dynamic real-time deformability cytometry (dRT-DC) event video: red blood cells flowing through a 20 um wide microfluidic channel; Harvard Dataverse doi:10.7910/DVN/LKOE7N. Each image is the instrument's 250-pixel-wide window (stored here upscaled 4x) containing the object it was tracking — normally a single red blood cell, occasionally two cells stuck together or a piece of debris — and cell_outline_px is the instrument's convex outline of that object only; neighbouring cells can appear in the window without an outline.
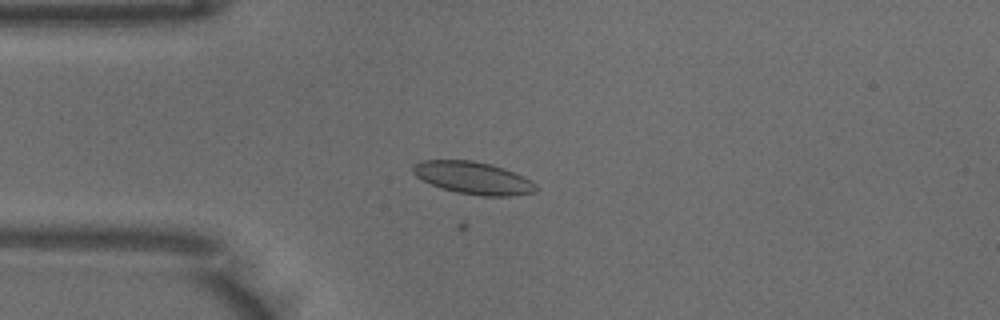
{"species": "common noctule bat (a hibernating species)", "species_latin": "Nyctalus noctula", "temperature_condition": "warm", "stored_images_in_passage": 32, "camera_frame_rate_fps": 3000, "um_per_image_px": 0.085, "animal": {"sex": "male", "body_mass_g": 18.8}, "frame": {"image": 1, "passage_image": 13, "time_ms": 4.0, "image_size_px": [1000, 320], "cell_outline_px": [[540, 188], [536, 192], [512, 196], [480, 196], [456, 192], [432, 184], [416, 176], [412, 172], [412, 164], [420, 160], [472, 160], [492, 164], [504, 168], [524, 176], [536, 184]], "centroid_in_image_um": [40.25, 15.12], "position_along_channel_um": 44.7, "area_um2": 23.41}}
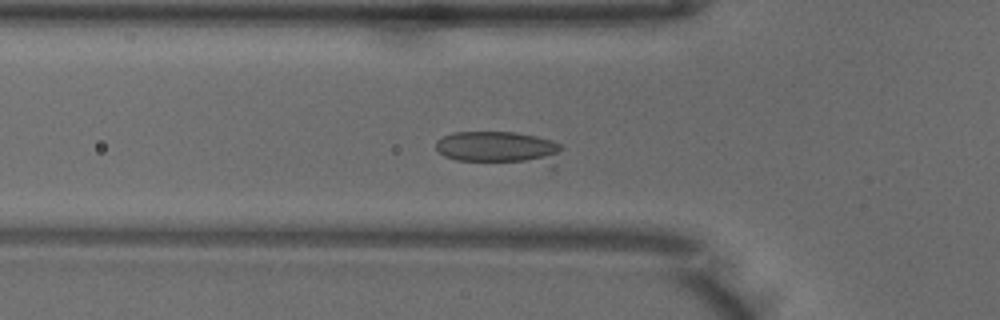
{"frame": {"image": 2, "passage_image": 17, "time_ms": 5.333, "image_size_px": [1000, 320], "cell_outline_px": [[564, 148], [556, 168], [552, 172], [456, 160], [444, 156], [436, 148], [436, 140], [452, 132], [516, 132], [536, 136], [552, 140], [560, 144]], "centroid_in_image_um": [42.68, 12.72], "position_along_channel_um": 83.1, "area_um2": 27.17}}
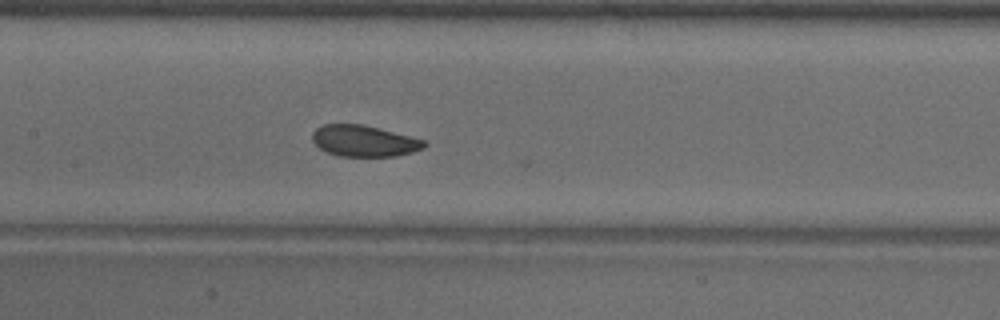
{"frame": {"image": 3, "passage_image": 24, "time_ms": 7.667, "image_size_px": [1000, 320], "cell_outline_px": [[428, 144], [424, 148], [412, 152], [396, 156], [340, 156], [328, 152], [320, 148], [312, 140], [312, 132], [316, 128], [324, 124], [364, 124], [424, 140]], "centroid_in_image_um": [30.94, 11.97], "position_along_channel_um": 176.5, "area_um2": 20.29}}